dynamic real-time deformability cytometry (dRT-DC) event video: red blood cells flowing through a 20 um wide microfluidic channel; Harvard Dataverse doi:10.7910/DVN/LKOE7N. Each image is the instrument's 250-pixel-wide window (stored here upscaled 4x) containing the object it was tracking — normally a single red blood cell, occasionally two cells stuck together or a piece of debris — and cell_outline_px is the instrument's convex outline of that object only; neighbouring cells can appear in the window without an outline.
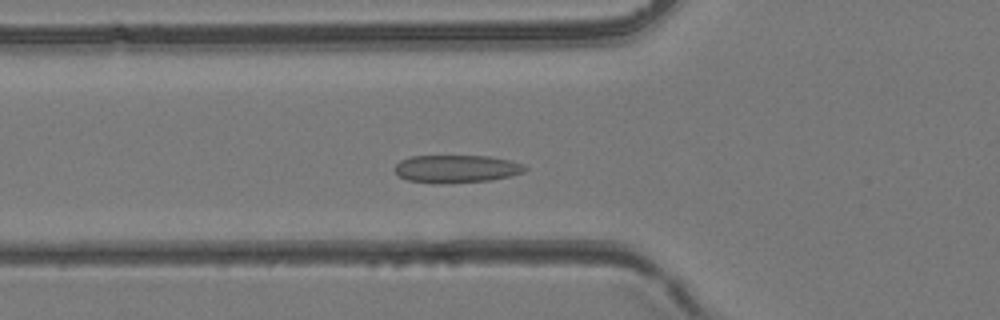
{"species": "common noctule bat (a hibernating species)", "species_latin": "Nyctalus noctula", "temperature_condition": "room temperature", "stored_images_in_passage": 32, "camera_frame_rate_fps": 3000, "um_per_image_px": 0.085, "animal": {"sex": "female", "body_mass_g": 24.6, "forearm_length_mm": 56.2}, "frame": {"image": 1, "passage_image": 8, "time_ms": 2.333, "image_size_px": [1000, 320], "cell_outline_px": [[528, 168], [524, 172], [508, 176], [488, 180], [440, 184], [432, 184], [408, 180], [400, 176], [392, 168], [400, 160], [412, 156], [488, 156], [508, 160], [524, 164]], "centroid_in_image_um": [38.75, 14.35], "position_along_channel_um": 87.0, "area_um2": 21.1}}
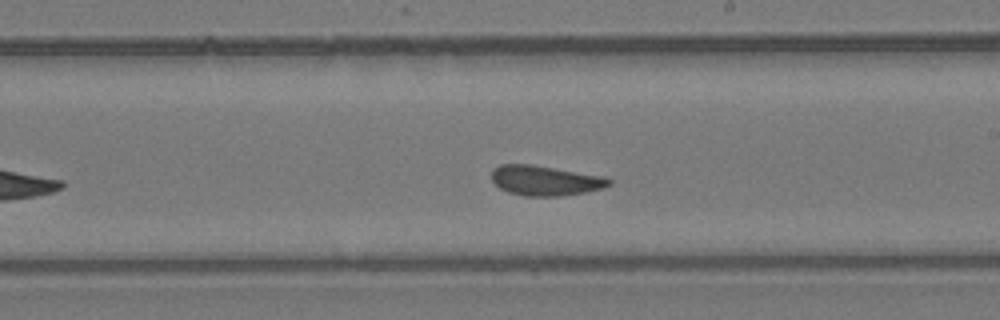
{"frame": {"image": 2, "passage_image": 18, "time_ms": 5.667, "image_size_px": [1000, 320], "cell_outline_px": [[612, 184], [604, 188], [584, 192], [560, 196], [524, 196], [508, 192], [500, 188], [492, 180], [492, 168], [500, 164], [532, 164], [604, 176], [612, 180]], "centroid_in_image_um": [46.35, 15.34], "position_along_channel_um": 242.7, "area_um2": 20.63}}
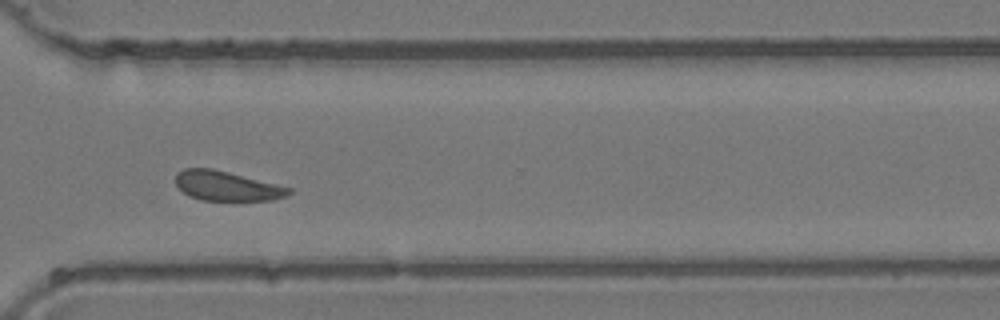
{"frame": {"image": 3, "passage_image": 25, "time_ms": 8.0, "image_size_px": [1000, 320], "cell_outline_px": [[292, 192], [288, 196], [272, 200], [200, 200], [188, 196], [176, 184], [176, 172], [184, 168], [212, 168], [292, 188]], "centroid_in_image_um": [19.27, 15.81], "position_along_channel_um": 351.3, "area_um2": 19.48}}